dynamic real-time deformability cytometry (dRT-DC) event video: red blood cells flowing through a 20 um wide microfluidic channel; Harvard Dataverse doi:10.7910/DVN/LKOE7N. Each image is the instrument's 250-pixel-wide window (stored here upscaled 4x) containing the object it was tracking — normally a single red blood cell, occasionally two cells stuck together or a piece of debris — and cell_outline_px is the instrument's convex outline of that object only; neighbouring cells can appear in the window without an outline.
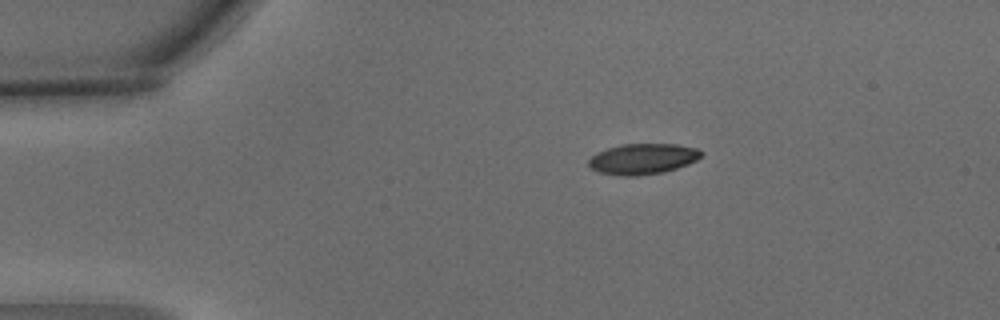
{"species": "common noctule bat (a hibernating species)", "species_latin": "Nyctalus noctula", "temperature_condition": "warm", "stored_images_in_passage": 3, "camera_frame_rate_fps": 3000, "um_per_image_px": 0.085, "animal": {"sex": "male", "body_mass_g": 15.6}, "frame": {"image": 1, "passage_image": 1, "time_ms": 0.0, "image_size_px": [1000, 320], "cell_outline_px": [[704, 152], [696, 160], [688, 164], [664, 172], [636, 176], [620, 176], [600, 172], [592, 168], [588, 164], [588, 160], [596, 152], [608, 148], [624, 144], [676, 144], [696, 148]], "centroid_in_image_um": [54.63, 13.5], "position_along_channel_um": 30.4, "area_um2": 20.06}}
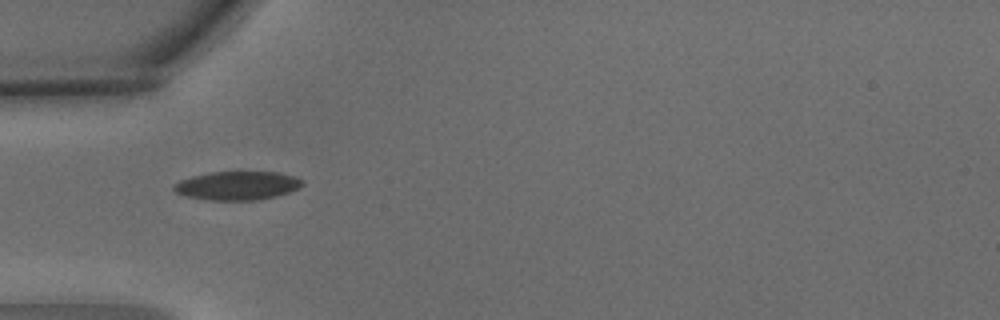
{"frame": {"image": 2, "passage_image": 3, "time_ms": 0.667, "image_size_px": [1000, 320], "cell_outline_px": [[304, 184], [300, 188], [276, 196], [260, 200], [208, 200], [188, 196], [176, 192], [172, 188], [172, 184], [180, 180], [192, 176], [208, 172], [280, 172], [296, 176], [304, 180]], "centroid_in_image_um": [20.21, 15.77], "position_along_channel_um": 64.8, "area_um2": 21.68}}